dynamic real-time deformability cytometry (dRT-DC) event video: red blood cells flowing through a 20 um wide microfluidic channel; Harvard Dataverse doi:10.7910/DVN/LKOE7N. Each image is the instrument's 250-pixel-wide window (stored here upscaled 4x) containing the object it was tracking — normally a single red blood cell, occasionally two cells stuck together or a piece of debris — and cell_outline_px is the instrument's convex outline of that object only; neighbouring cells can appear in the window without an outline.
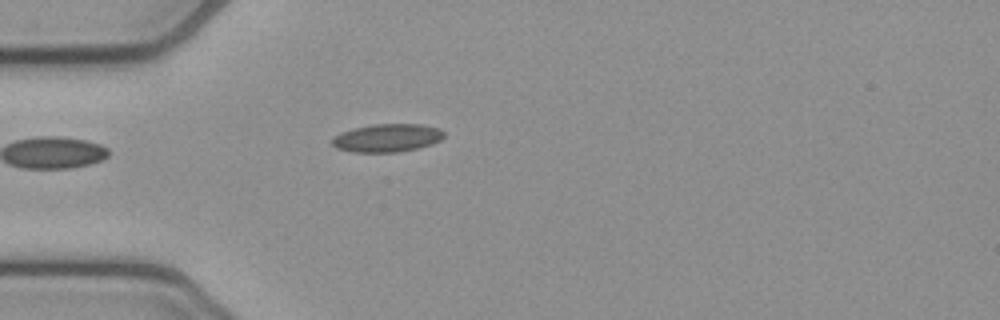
{"species": "common noctule bat (a hibernating species)", "species_latin": "Nyctalus noctula", "temperature_condition": "cold", "stored_images_in_passage": 39, "camera_frame_rate_fps": 3000, "um_per_image_px": 0.085, "animal": {"sex": "female", "body_mass_g": 21.9}, "frame": {"image": 1, "passage_image": 1, "time_ms": 0.0, "image_size_px": [1000, 320], "cell_outline_px": [[444, 136], [440, 140], [432, 144], [416, 148], [396, 152], [352, 152], [336, 148], [332, 144], [332, 140], [340, 132], [352, 128], [372, 124], [420, 124], [440, 128], [444, 132]], "centroid_in_image_um": [32.9, 11.71], "position_along_channel_um": 52.1, "area_um2": 18.32}}
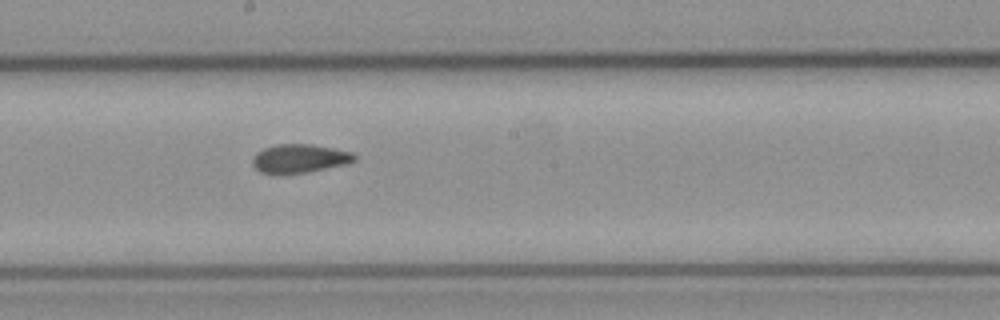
{"frame": {"image": 2, "passage_image": 15, "time_ms": 4.667, "image_size_px": [1000, 320], "cell_outline_px": [[356, 160], [348, 164], [308, 172], [272, 176], [260, 172], [252, 164], [252, 156], [256, 152], [264, 148], [276, 144], [312, 144], [352, 152], [356, 156]], "centroid_in_image_um": [25.42, 13.5], "position_along_channel_um": 222.8, "area_um2": 17.51}}
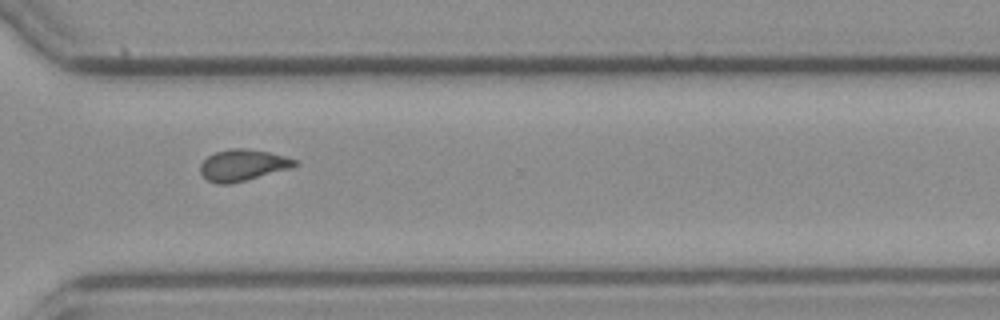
{"frame": {"image": 3, "passage_image": 25, "time_ms": 8.0, "image_size_px": [1000, 320], "cell_outline_px": [[300, 164], [292, 168], [228, 184], [216, 184], [208, 180], [200, 172], [200, 164], [208, 156], [216, 152], [228, 148], [244, 148], [268, 152], [284, 156], [296, 160]], "centroid_in_image_um": [20.64, 14.03], "position_along_channel_um": 350.0, "area_um2": 17.17}, "authors_computed_cell_mechanics": {"area_um2": 17.051, "velocity_mm_per_s": 3.8326, "shape_relaxation_time_tau1_ms": null, "shape_relaxation_time_tau2_ms": 2.2335, "deformation_change_tau1": null, "deformation_change_tau2": 0.0654}}